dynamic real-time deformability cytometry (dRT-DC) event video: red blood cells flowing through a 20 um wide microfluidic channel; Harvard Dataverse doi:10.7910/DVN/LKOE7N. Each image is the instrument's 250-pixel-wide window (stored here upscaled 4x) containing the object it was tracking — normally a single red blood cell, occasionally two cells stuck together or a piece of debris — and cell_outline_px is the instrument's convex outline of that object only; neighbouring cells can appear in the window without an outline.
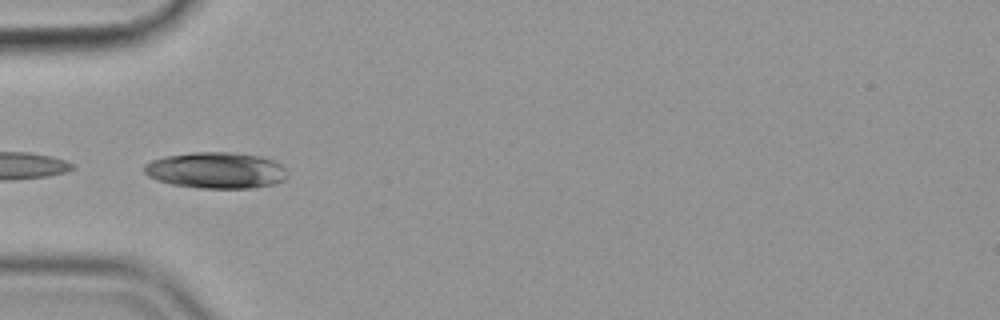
{"species": "common noctule bat (a hibernating species)", "species_latin": "Nyctalus noctula", "temperature_condition": "cold", "stored_images_in_passage": 14, "camera_frame_rate_fps": 3000, "um_per_image_px": 0.085, "animal": {"sex": "female", "body_mass_g": 19.9}, "frame": {"image": 1, "passage_image": 1, "time_ms": 0.0, "image_size_px": [1000, 320], "cell_outline_px": [[288, 176], [284, 180], [272, 184], [248, 188], [200, 188], [172, 184], [156, 180], [148, 176], [144, 172], [144, 164], [152, 160], [164, 156], [196, 152], [228, 152], [260, 156], [272, 160], [280, 164], [288, 172]], "centroid_in_image_um": [18.35, 14.47], "position_along_channel_um": 66.7, "area_um2": 30.17}}